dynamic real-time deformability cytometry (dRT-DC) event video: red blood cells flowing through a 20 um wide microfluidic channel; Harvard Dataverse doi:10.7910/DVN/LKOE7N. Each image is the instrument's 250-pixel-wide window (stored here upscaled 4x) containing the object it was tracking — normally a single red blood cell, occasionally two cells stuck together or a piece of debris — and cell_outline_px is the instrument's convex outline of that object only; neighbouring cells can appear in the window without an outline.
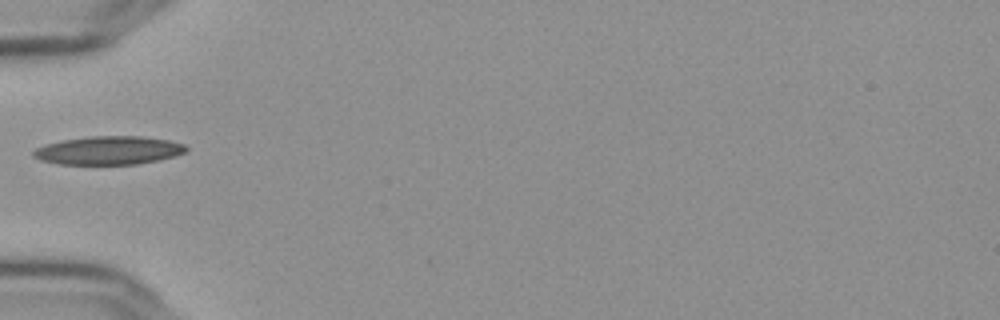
{"species": "Egyptian fruit bat (a non-hibernating species)", "species_latin": "Rousettus aegyptiacus", "temperature_condition": "cold", "stored_images_in_passage": 23, "camera_frame_rate_fps": 3000, "um_per_image_px": 0.085, "frame": {"image": 1, "passage_image": 1, "time_ms": 0.0, "image_size_px": [1000, 320], "cell_outline_px": [[188, 152], [156, 160], [136, 164], [60, 164], [40, 160], [32, 156], [32, 152], [36, 148], [44, 144], [64, 140], [92, 136], [140, 136], [168, 140], [184, 144], [188, 148]], "centroid_in_image_um": [9.22, 12.78], "position_along_channel_um": 75.8, "area_um2": 25.14}}
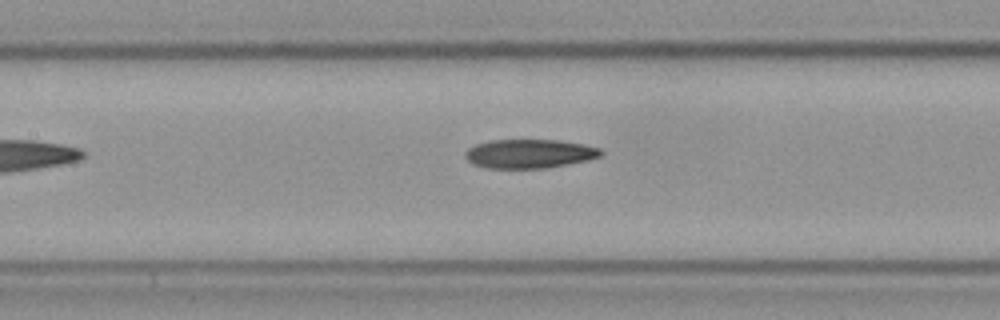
{"frame": {"image": 2, "passage_image": 8, "time_ms": 2.333, "image_size_px": [1000, 320], "cell_outline_px": [[604, 152], [600, 156], [588, 160], [544, 168], [488, 168], [472, 164], [464, 156], [464, 152], [468, 148], [476, 144], [488, 140], [560, 140], [584, 144], [600, 148]], "centroid_in_image_um": [44.98, 13.06], "position_along_channel_um": 162.4, "area_um2": 22.95}}
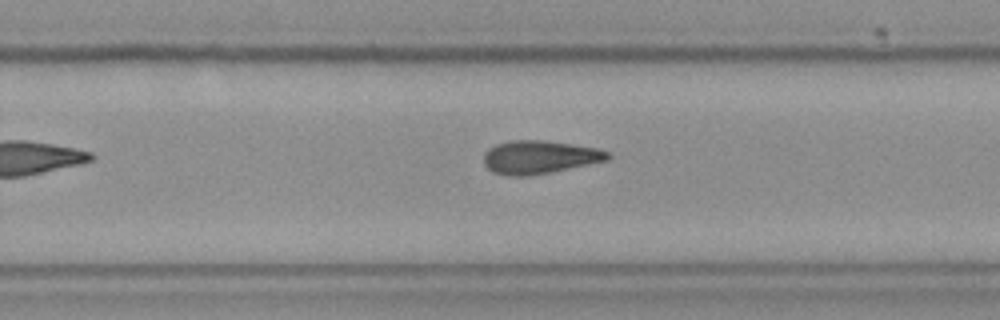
{"frame": {"image": 3, "passage_image": 18, "time_ms": 5.667, "image_size_px": [1000, 320], "cell_outline_px": [[612, 156], [608, 160], [528, 176], [508, 176], [492, 172], [484, 164], [484, 152], [488, 148], [496, 144], [508, 140], [544, 140], [596, 148], [608, 152]], "centroid_in_image_um": [45.8, 13.35], "position_along_channel_um": 284.0, "area_um2": 23.87}}